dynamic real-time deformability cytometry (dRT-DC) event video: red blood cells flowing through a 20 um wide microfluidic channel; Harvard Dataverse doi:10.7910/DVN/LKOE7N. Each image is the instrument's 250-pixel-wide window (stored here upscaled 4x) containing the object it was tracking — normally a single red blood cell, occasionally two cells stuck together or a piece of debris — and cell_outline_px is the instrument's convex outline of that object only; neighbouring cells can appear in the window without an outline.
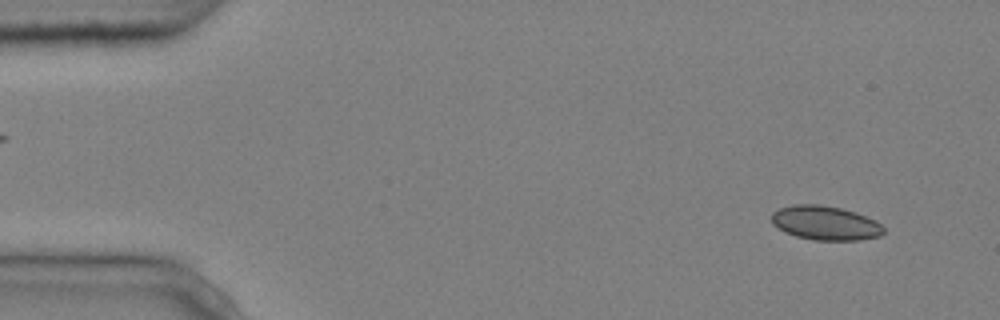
{"species": "common noctule bat (a hibernating species)", "species_latin": "Nyctalus noctula", "temperature_condition": "cold", "stored_images_in_passage": 4, "camera_frame_rate_fps": 3000, "um_per_image_px": 0.085, "animal": {"sex": "male", "body_mass_g": 20.4}, "frame": {"image": 1, "passage_image": 1, "time_ms": 0.0, "image_size_px": [1000, 320], "cell_outline_px": [[884, 232], [880, 236], [860, 240], [812, 240], [796, 236], [784, 232], [772, 224], [772, 212], [780, 208], [792, 204], [820, 204], [840, 208], [856, 212], [876, 220], [884, 228]], "centroid_in_image_um": [70.15, 18.95], "position_along_channel_um": 14.9, "area_um2": 22.48}}
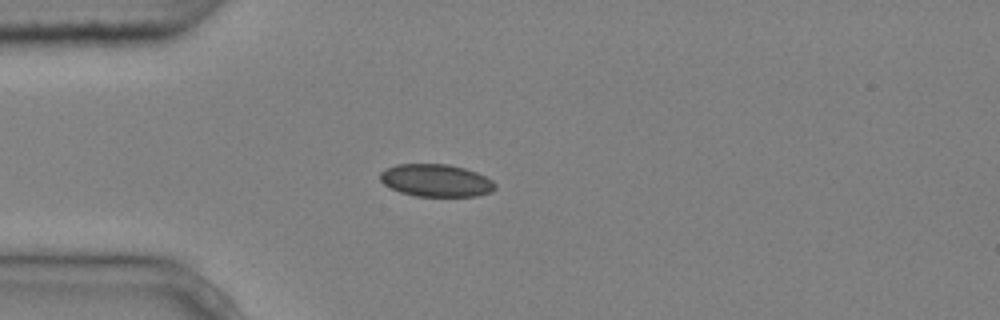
{"frame": {"image": 2, "passage_image": 4, "time_ms": 1.0, "image_size_px": [1000, 320], "cell_outline_px": [[496, 188], [492, 192], [476, 196], [416, 196], [400, 192], [384, 184], [380, 180], [380, 172], [396, 164], [448, 164], [464, 168], [476, 172], [492, 180], [496, 184]], "centroid_in_image_um": [37.08, 15.34], "position_along_channel_um": 47.9, "area_um2": 21.73}}